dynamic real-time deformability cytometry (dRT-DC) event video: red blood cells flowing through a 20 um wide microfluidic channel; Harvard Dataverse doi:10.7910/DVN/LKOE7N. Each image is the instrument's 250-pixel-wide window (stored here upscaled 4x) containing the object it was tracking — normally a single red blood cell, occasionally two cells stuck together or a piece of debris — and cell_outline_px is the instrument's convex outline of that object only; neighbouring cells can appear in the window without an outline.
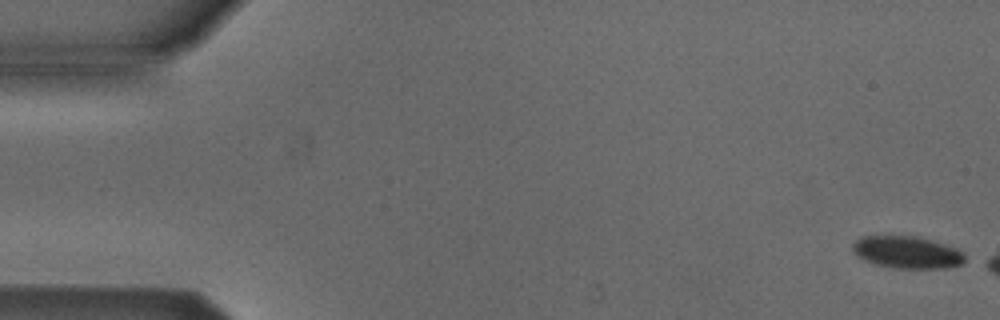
{"species": "Egyptian fruit bat (a non-hibernating species)", "species_latin": "Rousettus aegyptiacus", "temperature_condition": "cold", "stored_images_in_passage": 11, "camera_frame_rate_fps": 3000, "um_per_image_px": 0.085, "animal": {"sex": "male"}, "frame": {"image": 1, "passage_image": 1, "time_ms": 0.0, "image_size_px": [1000, 320], "cell_outline_px": [[964, 260], [960, 264], [944, 268], [896, 268], [876, 264], [864, 260], [856, 256], [852, 252], [852, 244], [860, 236], [916, 236], [944, 244], [956, 248], [964, 252]], "centroid_in_image_um": [77.05, 21.44], "position_along_channel_um": 7.9, "area_um2": 20.98}}